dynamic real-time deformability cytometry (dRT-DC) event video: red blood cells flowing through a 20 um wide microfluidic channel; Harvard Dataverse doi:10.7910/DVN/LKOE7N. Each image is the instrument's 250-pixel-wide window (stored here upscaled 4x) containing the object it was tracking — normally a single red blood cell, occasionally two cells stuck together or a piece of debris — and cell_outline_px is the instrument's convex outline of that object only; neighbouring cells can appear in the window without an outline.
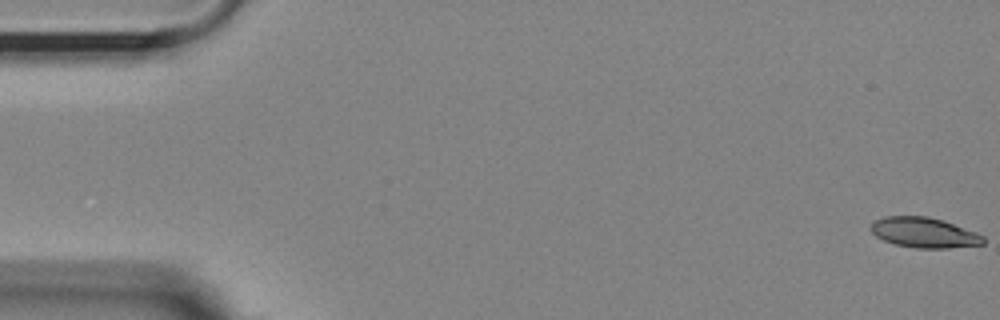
{"species": "Egyptian fruit bat (a non-hibernating species)", "species_latin": "Rousettus aegyptiacus", "temperature_condition": "room temperature", "stored_images_in_passage": 14, "camera_frame_rate_fps": 3000, "um_per_image_px": 0.085, "animal": {"sex": "female"}, "frame": {"image": 1, "passage_image": 1, "time_ms": 0.0, "image_size_px": [1000, 320], "cell_outline_px": [[984, 244], [948, 248], [916, 248], [896, 244], [884, 240], [876, 236], [872, 232], [872, 220], [884, 216], [928, 216], [944, 220], [976, 232], [984, 236]], "centroid_in_image_um": [78.56, 19.76], "position_along_channel_um": 6.4, "area_um2": 19.83}}